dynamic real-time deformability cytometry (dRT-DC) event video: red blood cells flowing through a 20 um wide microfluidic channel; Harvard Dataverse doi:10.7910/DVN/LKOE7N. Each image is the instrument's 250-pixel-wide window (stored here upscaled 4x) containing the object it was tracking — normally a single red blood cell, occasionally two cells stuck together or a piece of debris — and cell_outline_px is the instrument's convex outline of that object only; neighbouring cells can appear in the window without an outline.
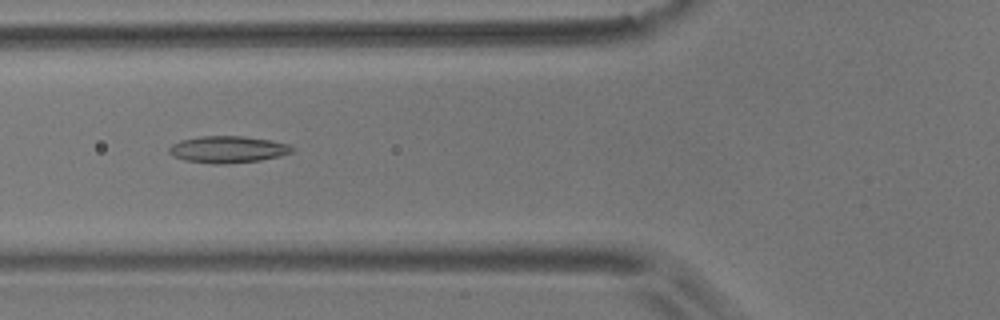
{"species": "common noctule bat (a hibernating species)", "species_latin": "Nyctalus noctula", "temperature_condition": "room temperature", "stored_images_in_passage": 6, "camera_frame_rate_fps": 3000, "um_per_image_px": 0.085, "animal": {"sex": "male", "body_mass_g": 17.9}, "frame": {"image": 1, "passage_image": 5, "time_ms": 4.667, "image_size_px": [1000, 320], "cell_outline_px": [[296, 148], [292, 152], [280, 156], [260, 160], [216, 164], [212, 164], [184, 160], [172, 156], [168, 152], [168, 148], [172, 144], [180, 140], [200, 136], [244, 136], [268, 140], [288, 144]], "centroid_in_image_um": [19.33, 12.7], "position_along_channel_um": 106.5, "area_um2": 19.19}}
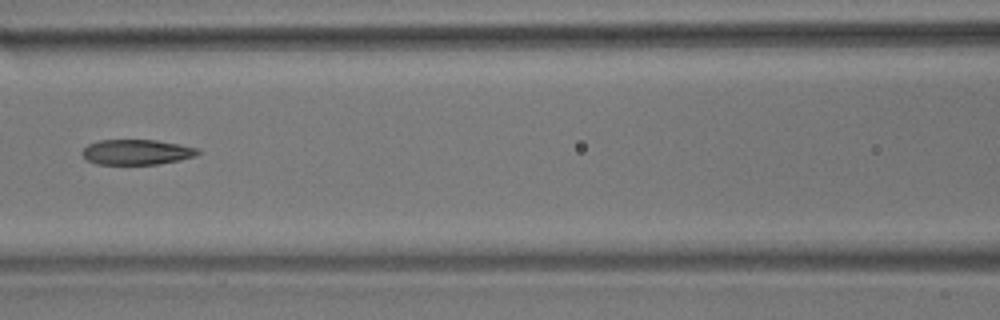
{"frame": {"image": 2, "passage_image": 6, "time_ms": 6.0, "image_size_px": [1000, 320], "cell_outline_px": [[200, 152], [196, 156], [180, 160], [160, 164], [96, 164], [88, 160], [80, 152], [88, 144], [100, 140], [156, 140], [180, 144], [196, 148]], "centroid_in_image_um": [11.62, 12.93], "position_along_channel_um": 155.0, "area_um2": 16.99}}